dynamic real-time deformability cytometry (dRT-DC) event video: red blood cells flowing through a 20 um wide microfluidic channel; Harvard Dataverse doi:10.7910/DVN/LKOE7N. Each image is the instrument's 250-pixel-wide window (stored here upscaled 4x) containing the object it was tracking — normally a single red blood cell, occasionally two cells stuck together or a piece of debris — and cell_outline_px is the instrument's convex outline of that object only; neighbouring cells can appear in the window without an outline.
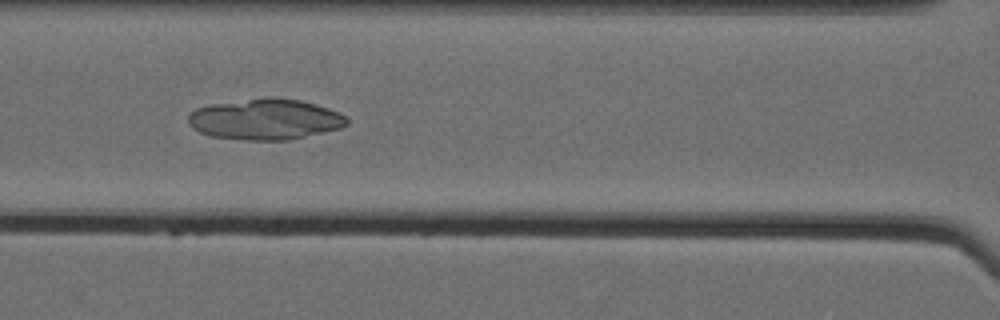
{"species": "Egyptian fruit bat (a non-hibernating species)", "species_latin": "Rousettus aegyptiacus", "temperature_condition": "cold", "stored_images_in_passage": 61, "camera_frame_rate_fps": 3000, "um_per_image_px": 0.085, "animal": {"sex": "female"}, "frame": {"image": 1, "passage_image": 31, "time_ms": 10.0, "image_size_px": [1000, 320], "cell_outline_px": [[348, 124], [340, 128], [288, 140], [244, 140], [212, 136], [200, 132], [192, 128], [188, 124], [188, 116], [196, 108], [208, 104], [268, 96], [300, 100], [328, 108], [340, 112], [348, 120]], "centroid_in_image_um": [22.52, 10.13], "position_along_channel_um": 144.1, "area_um2": 37.86}}
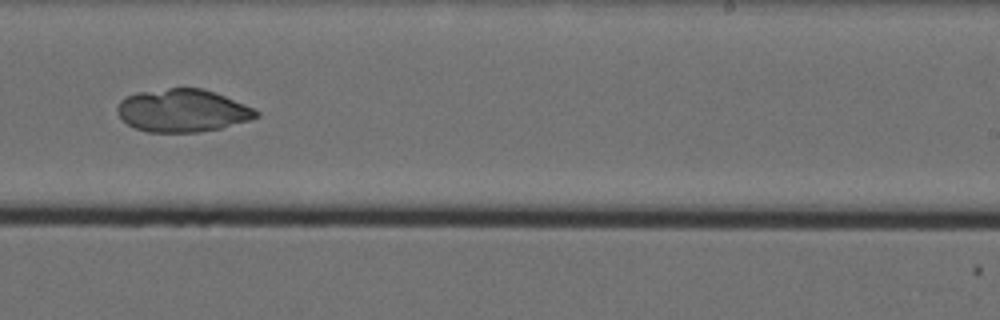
{"frame": {"image": 2, "passage_image": 42, "time_ms": 13.667, "image_size_px": [1000, 320], "cell_outline_px": [[260, 116], [252, 120], [220, 128], [200, 132], [148, 132], [136, 128], [128, 124], [116, 112], [116, 108], [120, 100], [136, 92], [168, 88], [200, 88], [224, 96], [256, 108], [260, 112]], "centroid_in_image_um": [15.54, 9.4], "position_along_channel_um": 273.5, "area_um2": 34.68}}
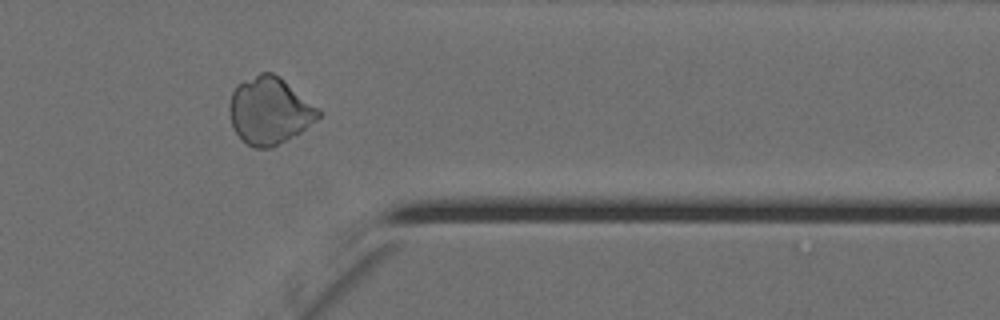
{"frame": {"image": 3, "passage_image": 52, "time_ms": 17.0, "image_size_px": [1000, 320], "cell_outline_px": [[320, 116], [316, 120], [300, 132], [268, 148], [256, 148], [248, 144], [236, 132], [232, 124], [228, 108], [228, 104], [232, 92], [236, 84], [260, 72], [272, 72], [280, 76], [320, 108]], "centroid_in_image_um": [22.9, 9.36], "position_along_channel_um": 388.5, "area_um2": 34.62}}